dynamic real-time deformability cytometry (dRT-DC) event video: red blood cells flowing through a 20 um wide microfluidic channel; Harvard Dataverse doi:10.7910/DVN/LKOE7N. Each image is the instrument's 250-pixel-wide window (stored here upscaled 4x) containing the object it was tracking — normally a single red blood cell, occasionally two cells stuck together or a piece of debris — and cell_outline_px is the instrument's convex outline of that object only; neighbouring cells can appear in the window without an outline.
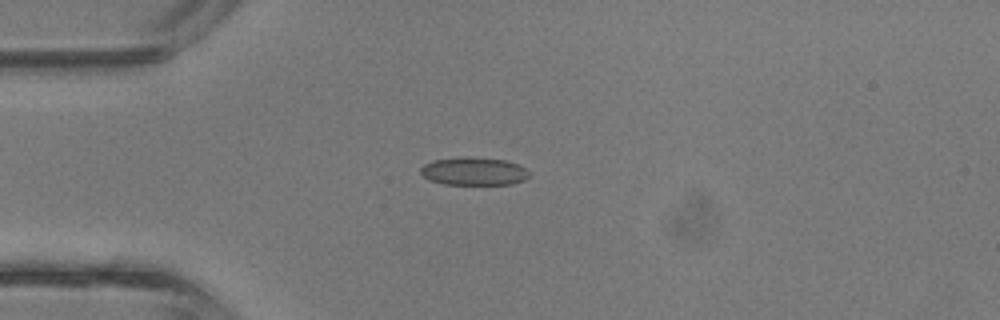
{"species": "common noctule bat (a hibernating species)", "species_latin": "Nyctalus noctula", "temperature_condition": "room temperature", "stored_images_in_passage": 4, "camera_frame_rate_fps": 3000, "um_per_image_px": 0.085, "animal": {"sex": "male", "body_mass_g": 13.3}, "frame": {"image": 1, "passage_image": 3, "time_ms": 0.667, "image_size_px": [1000, 320], "cell_outline_px": [[528, 176], [524, 180], [512, 184], [444, 184], [428, 180], [420, 172], [420, 168], [424, 164], [432, 160], [460, 156], [504, 160], [516, 164], [524, 168], [528, 172]], "centroid_in_image_um": [40.21, 14.55], "position_along_channel_um": 44.8, "area_um2": 17.63}}
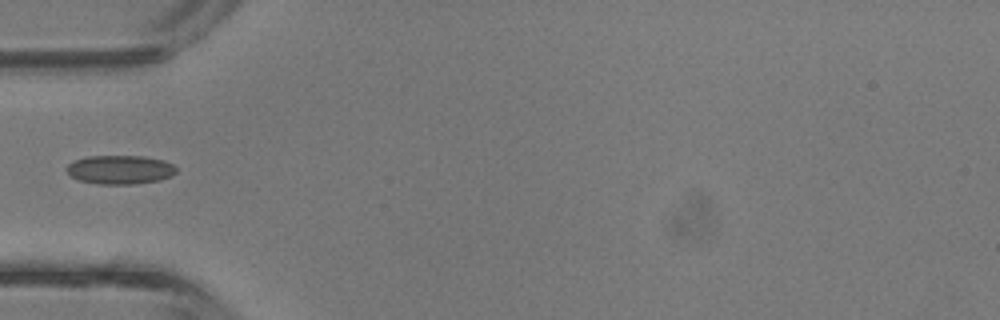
{"frame": {"image": 2, "passage_image": 4, "time_ms": 1.0, "image_size_px": [1000, 320], "cell_outline_px": [[176, 172], [172, 176], [160, 180], [136, 184], [96, 184], [80, 180], [72, 176], [68, 172], [68, 164], [72, 160], [88, 156], [144, 156], [164, 160], [172, 164], [176, 168]], "centroid_in_image_um": [10.23, 14.42], "position_along_channel_um": 74.8, "area_um2": 18.5}}